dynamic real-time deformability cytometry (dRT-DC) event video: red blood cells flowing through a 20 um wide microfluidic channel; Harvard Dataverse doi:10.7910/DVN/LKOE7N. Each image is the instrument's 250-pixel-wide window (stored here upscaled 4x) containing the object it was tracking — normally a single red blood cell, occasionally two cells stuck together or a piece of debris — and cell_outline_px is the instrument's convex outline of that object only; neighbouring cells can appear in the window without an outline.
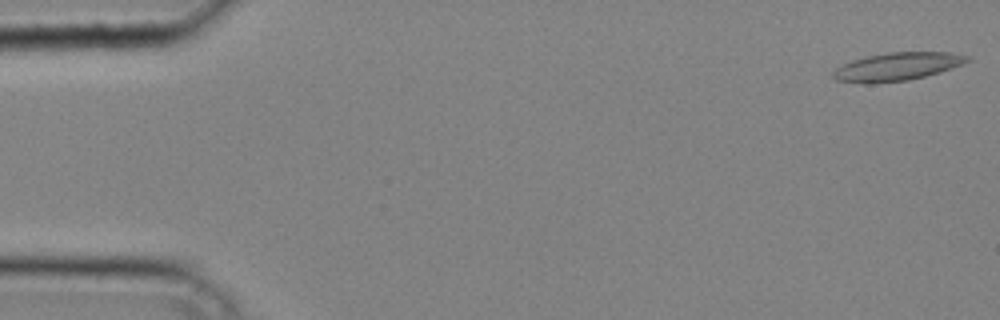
{"species": "common noctule bat (a hibernating species)", "species_latin": "Nyctalus noctula", "temperature_condition": "cold", "stored_images_in_passage": 38, "camera_frame_rate_fps": 3000, "um_per_image_px": 0.085, "animal": {"sex": "male", "body_mass_g": 20.4}, "frame": {"image": 1, "passage_image": 1, "time_ms": 0.0, "image_size_px": [1000, 320], "cell_outline_px": [[972, 60], [964, 64], [940, 72], [908, 80], [872, 84], [864, 84], [836, 80], [832, 76], [832, 72], [836, 68], [852, 60], [868, 56], [888, 52], [948, 52], [972, 56]], "centroid_in_image_um": [76.29, 5.66], "position_along_channel_um": 8.7, "area_um2": 22.14}}
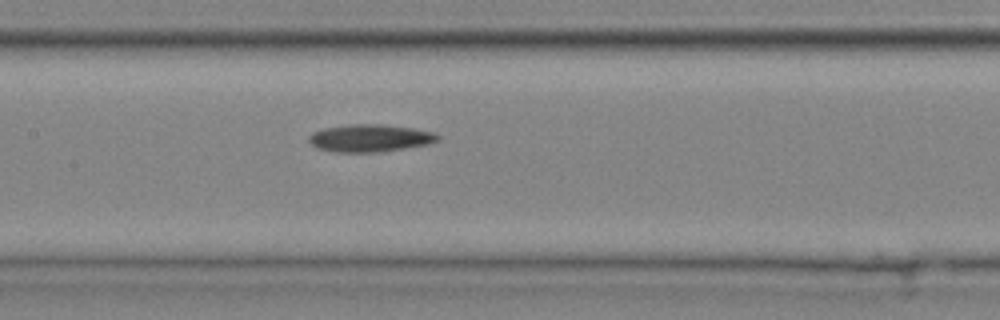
{"frame": {"image": 2, "passage_image": 20, "time_ms": 6.333, "image_size_px": [1000, 320], "cell_outline_px": [[440, 140], [428, 144], [376, 152], [336, 152], [316, 148], [308, 140], [308, 136], [312, 132], [324, 128], [348, 124], [380, 124], [412, 128], [432, 132], [440, 136]], "centroid_in_image_um": [31.41, 11.73], "position_along_channel_um": 176.0, "area_um2": 20.52}}
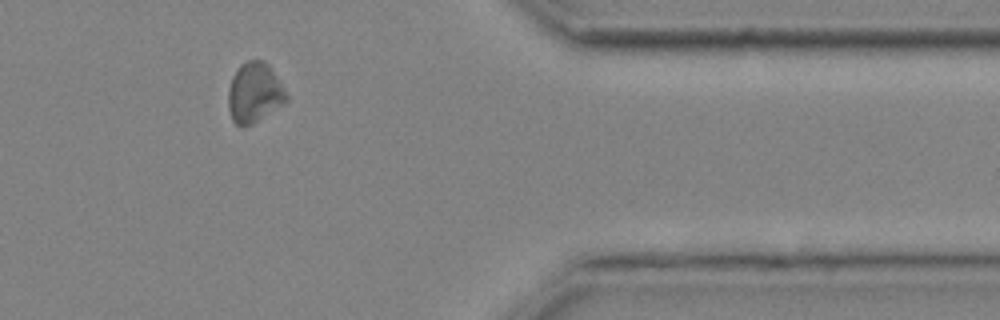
{"frame": {"image": 3, "passage_image": 35, "time_ms": 11.333, "image_size_px": [1000, 320], "cell_outline_px": [[288, 100], [284, 104], [252, 124], [244, 128], [240, 128], [232, 120], [228, 108], [228, 88], [232, 76], [240, 64], [248, 60], [264, 60], [268, 64], [276, 76], [288, 96]], "centroid_in_image_um": [21.6, 7.9], "position_along_channel_um": 389.8, "area_um2": 20.52}}